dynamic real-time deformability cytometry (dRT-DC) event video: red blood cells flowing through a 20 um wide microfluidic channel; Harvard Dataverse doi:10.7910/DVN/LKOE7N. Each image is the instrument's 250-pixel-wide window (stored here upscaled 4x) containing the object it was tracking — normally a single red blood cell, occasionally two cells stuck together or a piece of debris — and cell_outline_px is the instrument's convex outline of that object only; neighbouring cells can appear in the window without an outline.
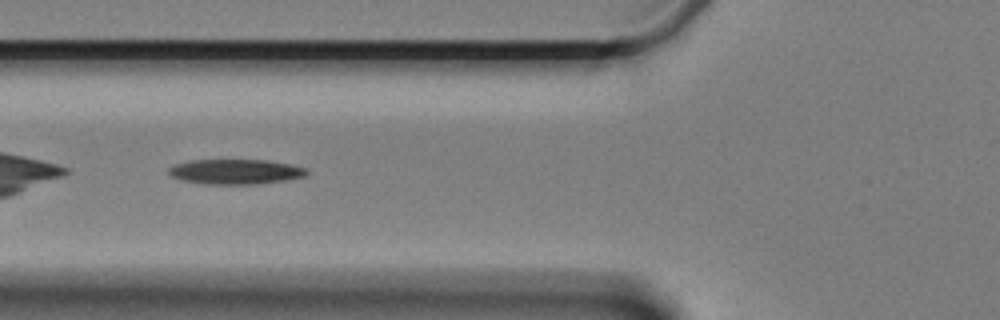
{"species": "Egyptian fruit bat (a non-hibernating species)", "species_latin": "Rousettus aegyptiacus", "temperature_condition": "cold", "stored_images_in_passage": 39, "camera_frame_rate_fps": 3000, "um_per_image_px": 0.085, "animal": {"sex": "female"}, "frame": {"image": 1, "passage_image": 5, "time_ms": 1.333, "image_size_px": [1000, 320], "cell_outline_px": [[308, 172], [304, 176], [288, 180], [260, 184], [208, 184], [180, 180], [172, 176], [168, 172], [168, 168], [172, 164], [188, 160], [268, 160], [292, 164], [308, 168]], "centroid_in_image_um": [20.02, 14.59], "position_along_channel_um": 105.8, "area_um2": 20.4}}
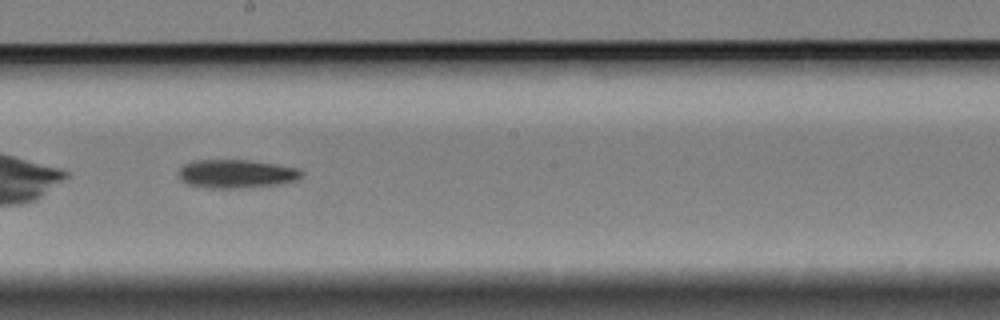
{"frame": {"image": 2, "passage_image": 16, "time_ms": 5.0, "image_size_px": [1000, 320], "cell_outline_px": [[304, 172], [296, 180], [284, 184], [232, 188], [212, 188], [188, 184], [180, 180], [180, 168], [184, 164], [192, 160], [248, 160], [300, 168]], "centroid_in_image_um": [20.11, 14.77], "position_along_channel_um": 228.1, "area_um2": 20.35}}
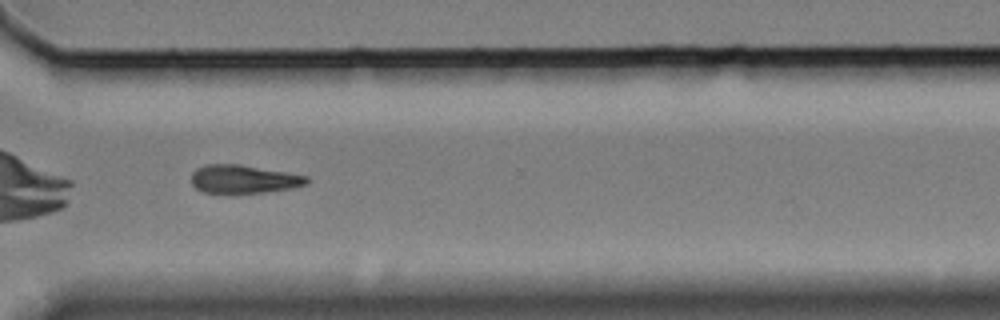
{"frame": {"image": 3, "passage_image": 27, "time_ms": 8.667, "image_size_px": [1000, 320], "cell_outline_px": [[308, 184], [292, 188], [264, 192], [200, 192], [192, 184], [192, 172], [196, 168], [204, 164], [240, 164], [308, 176]], "centroid_in_image_um": [20.69, 15.21], "position_along_channel_um": 349.9, "area_um2": 18.9}, "authors_computed_cell_mechanics": {"area_um2": 20.4034, "velocity_mm_per_s": 3.322, "shape_relaxation_time_tau1_ms": 5.0676, "shape_relaxation_time_tau2_ms": null, "deformation_change_tau1": 0.1186, "deformation_change_tau2": null}}